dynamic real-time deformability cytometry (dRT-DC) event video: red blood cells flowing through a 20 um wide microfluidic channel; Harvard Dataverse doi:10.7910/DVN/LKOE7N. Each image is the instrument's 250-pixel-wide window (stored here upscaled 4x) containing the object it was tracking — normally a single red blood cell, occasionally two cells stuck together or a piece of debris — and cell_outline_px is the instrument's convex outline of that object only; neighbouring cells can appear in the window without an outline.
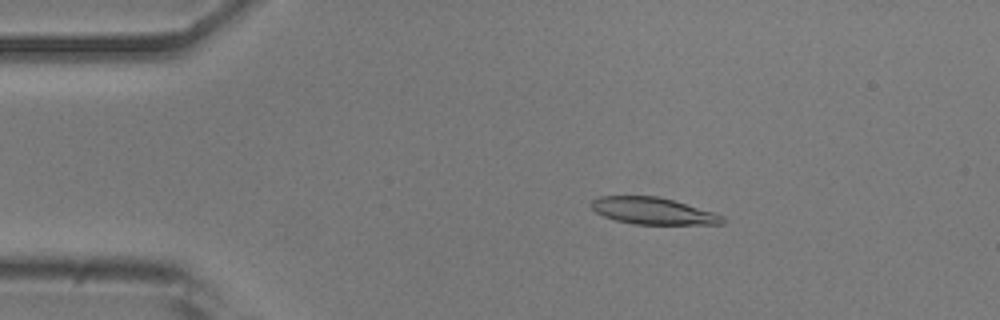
{"species": "common noctule bat (a hibernating species)", "species_latin": "Nyctalus noctula", "temperature_condition": "room temperature", "stored_images_in_passage": 52, "camera_frame_rate_fps": 3000, "um_per_image_px": 0.085, "animal": {"sex": "male", "body_mass_g": 20.5, "forearm_length_mm": 52.5}, "frame": {"image": 1, "passage_image": 9, "time_ms": 2.667, "image_size_px": [1000, 320], "cell_outline_px": [[728, 220], [724, 224], [632, 224], [616, 220], [604, 216], [596, 212], [588, 204], [592, 200], [600, 196], [656, 196], [672, 200], [712, 212], [724, 216]], "centroid_in_image_um": [55.49, 17.93], "position_along_channel_um": 29.5, "area_um2": 20.4}}
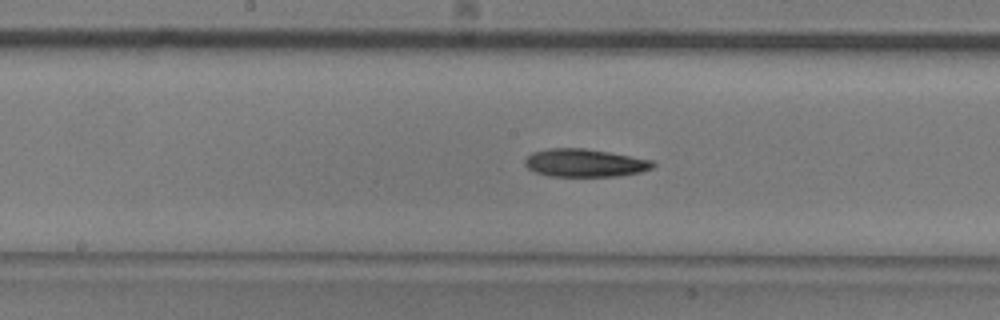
{"frame": {"image": 2, "passage_image": 26, "time_ms": 8.333, "image_size_px": [1000, 320], "cell_outline_px": [[656, 164], [652, 168], [640, 172], [620, 176], [548, 176], [536, 172], [528, 168], [524, 164], [524, 160], [532, 152], [548, 148], [584, 148], [608, 152], [652, 160]], "centroid_in_image_um": [49.69, 13.85], "position_along_channel_um": 198.5, "area_um2": 20.81}}
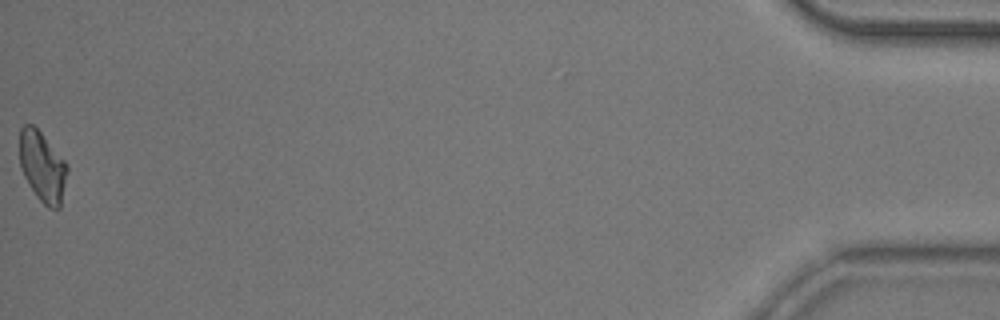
{"frame": {"image": 3, "passage_image": 52, "time_ms": 17.0, "image_size_px": [1000, 320], "cell_outline_px": [[68, 172], [60, 208], [48, 208], [36, 196], [24, 176], [20, 168], [20, 128], [24, 124], [32, 124], [40, 132], [68, 164]], "centroid_in_image_um": [3.61, 14.18], "position_along_channel_um": 431.6, "area_um2": 19.48}, "authors_computed_cell_mechanics": {"area_um2": 20.5768, "velocity_mm_per_s": 3.8528, "shape_relaxation_time_tau1_ms": 4.5392, "shape_relaxation_time_tau2_ms": null, "deformation_change_tau1": 0.1254, "deformation_change_tau2": null}}